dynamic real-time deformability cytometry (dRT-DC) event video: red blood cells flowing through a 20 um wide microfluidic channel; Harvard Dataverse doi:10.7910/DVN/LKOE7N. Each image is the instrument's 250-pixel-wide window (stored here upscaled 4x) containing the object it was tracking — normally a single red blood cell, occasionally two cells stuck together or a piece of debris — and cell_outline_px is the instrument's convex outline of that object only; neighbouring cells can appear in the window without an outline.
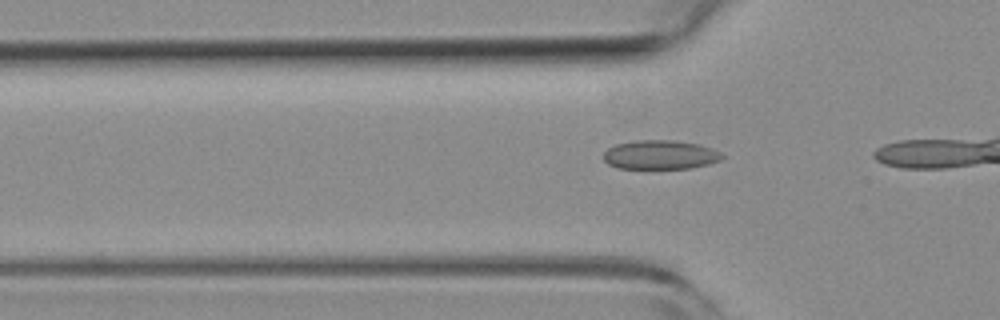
{"species": "common noctule bat (a hibernating species)", "species_latin": "Nyctalus noctula", "temperature_condition": "room temperature", "stored_images_in_passage": 13, "camera_frame_rate_fps": 3000, "um_per_image_px": 0.085, "animal": {"sex": "female", "body_mass_g": 19.3, "forearm_length_mm": 54.1}, "frame": {"image": 1, "passage_image": 10, "time_ms": 3.0, "image_size_px": [1000, 320], "cell_outline_px": [[724, 156], [720, 160], [708, 164], [692, 168], [616, 168], [608, 164], [604, 160], [604, 152], [608, 148], [616, 144], [632, 140], [672, 140], [700, 144], [712, 148], [720, 152]], "centroid_in_image_um": [56.11, 13.15], "position_along_channel_um": 69.7, "area_um2": 20.17}}